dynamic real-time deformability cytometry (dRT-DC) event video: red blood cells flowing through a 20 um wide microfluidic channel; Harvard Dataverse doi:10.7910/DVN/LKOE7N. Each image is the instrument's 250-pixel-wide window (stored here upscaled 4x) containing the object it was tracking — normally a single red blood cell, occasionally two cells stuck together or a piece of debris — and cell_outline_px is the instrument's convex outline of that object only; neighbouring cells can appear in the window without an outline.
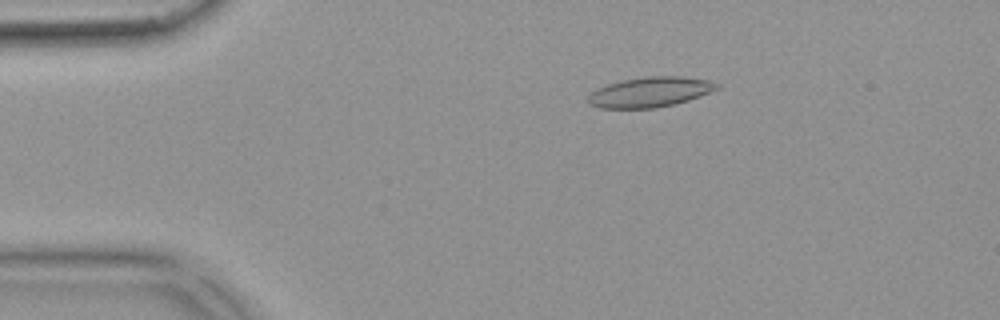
{"species": "common noctule bat (a hibernating species)", "species_latin": "Nyctalus noctula", "temperature_condition": "warm", "stored_images_in_passage": 53, "camera_frame_rate_fps": 3000, "um_per_image_px": 0.085, "animal": {"sex": "female", "body_mass_g": 18.4}, "frame": {"image": 1, "passage_image": 10, "time_ms": 3.0, "image_size_px": [1000, 320], "cell_outline_px": [[720, 88], [688, 100], [656, 108], [600, 108], [588, 104], [588, 96], [596, 88], [608, 84], [624, 80], [644, 76], [680, 76], [708, 80], [720, 84]], "centroid_in_image_um": [55.24, 7.82], "position_along_channel_um": 29.8, "area_um2": 22.48}}
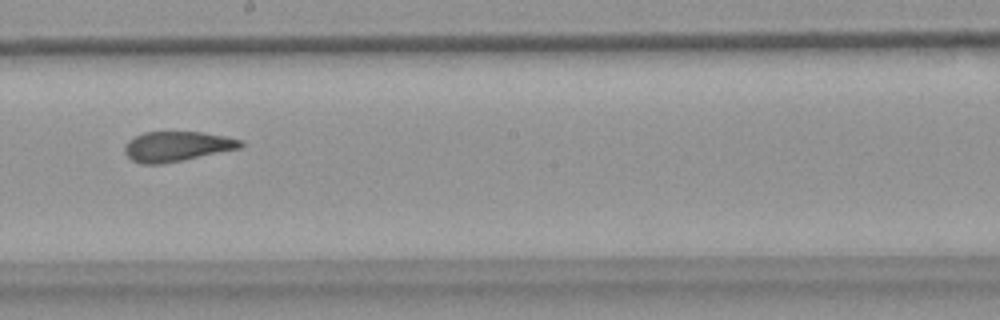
{"frame": {"image": 2, "passage_image": 30, "time_ms": 9.667, "image_size_px": [1000, 320], "cell_outline_px": [[244, 144], [240, 148], [184, 160], [160, 164], [140, 164], [132, 160], [124, 152], [124, 144], [128, 140], [144, 132], [200, 132], [224, 136], [244, 140]], "centroid_in_image_um": [15.03, 12.44], "position_along_channel_um": 233.2, "area_um2": 20.29}}
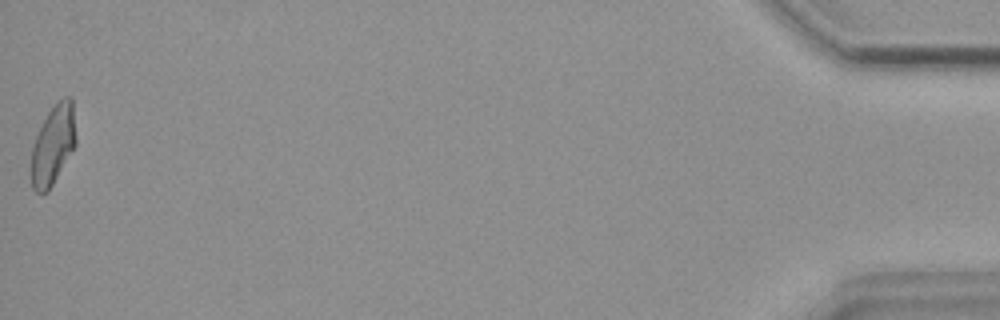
{"frame": {"image": 3, "passage_image": 53, "time_ms": 17.333, "image_size_px": [1000, 320], "cell_outline_px": [[76, 144], [48, 192], [36, 192], [32, 188], [32, 148], [36, 136], [48, 112], [64, 96], [72, 96], [76, 136]], "centroid_in_image_um": [4.53, 12.3], "position_along_channel_um": 430.7, "area_um2": 20.35}, "authors_computed_cell_mechanics": {"area_um2": 21.2126, "velocity_mm_per_s": 3.859, "shape_relaxation_time_tau1_ms": null, "shape_relaxation_time_tau2_ms": 1.6251, "deformation_change_tau1": null, "deformation_change_tau2": 0.0809}}